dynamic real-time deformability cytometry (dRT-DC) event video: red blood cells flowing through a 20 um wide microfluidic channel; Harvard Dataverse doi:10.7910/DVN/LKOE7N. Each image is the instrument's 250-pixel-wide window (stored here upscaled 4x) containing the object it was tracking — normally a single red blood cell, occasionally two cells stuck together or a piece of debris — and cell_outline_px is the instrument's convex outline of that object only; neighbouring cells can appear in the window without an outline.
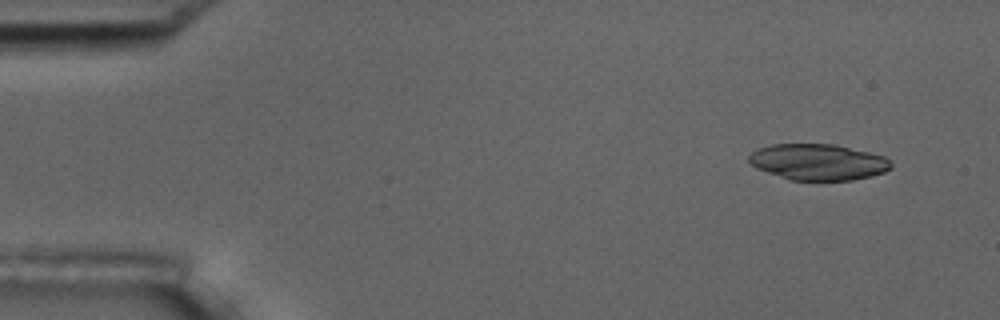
{"species": "common noctule bat (a hibernating species)", "species_latin": "Nyctalus noctula", "temperature_condition": "room temperature", "stored_images_in_passage": 3, "camera_frame_rate_fps": 3000, "um_per_image_px": 0.085, "animal": {"sex": "male", "body_mass_g": 17.5, "forearm_length_mm": 52.3}, "frame": {"image": 1, "passage_image": 1, "time_ms": 0.0, "image_size_px": [1000, 320], "cell_outline_px": [[892, 168], [884, 172], [872, 176], [852, 180], [792, 180], [756, 168], [748, 160], [748, 156], [756, 148], [772, 144], [836, 144], [884, 156], [892, 164]], "centroid_in_image_um": [69.54, 13.76], "position_along_channel_um": 15.5, "area_um2": 29.88}}